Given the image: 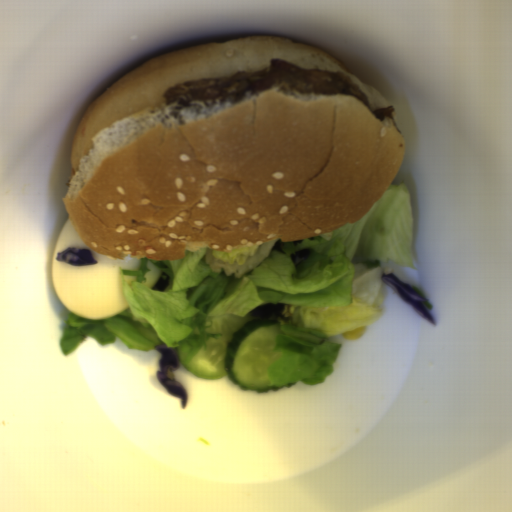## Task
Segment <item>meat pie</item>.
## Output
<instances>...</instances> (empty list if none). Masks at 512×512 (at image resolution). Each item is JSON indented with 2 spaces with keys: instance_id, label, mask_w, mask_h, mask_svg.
<instances>
[{
  "instance_id": "meat-pie-1",
  "label": "meat pie",
  "mask_w": 512,
  "mask_h": 512,
  "mask_svg": "<svg viewBox=\"0 0 512 512\" xmlns=\"http://www.w3.org/2000/svg\"><path fill=\"white\" fill-rule=\"evenodd\" d=\"M273 87L303 94L348 95L370 107L358 83L346 73L301 67L280 58H272L269 68L262 70L238 69L227 78L194 79L169 87L163 98L167 106L202 110L222 102L244 101Z\"/></svg>"
},
{
  "instance_id": "meat-pie-2",
  "label": "meat pie",
  "mask_w": 512,
  "mask_h": 512,
  "mask_svg": "<svg viewBox=\"0 0 512 512\" xmlns=\"http://www.w3.org/2000/svg\"><path fill=\"white\" fill-rule=\"evenodd\" d=\"M396 108L394 105L386 106V107H375L373 111L374 119H378L380 122L385 118H394L393 113Z\"/></svg>"
}]
</instances>
